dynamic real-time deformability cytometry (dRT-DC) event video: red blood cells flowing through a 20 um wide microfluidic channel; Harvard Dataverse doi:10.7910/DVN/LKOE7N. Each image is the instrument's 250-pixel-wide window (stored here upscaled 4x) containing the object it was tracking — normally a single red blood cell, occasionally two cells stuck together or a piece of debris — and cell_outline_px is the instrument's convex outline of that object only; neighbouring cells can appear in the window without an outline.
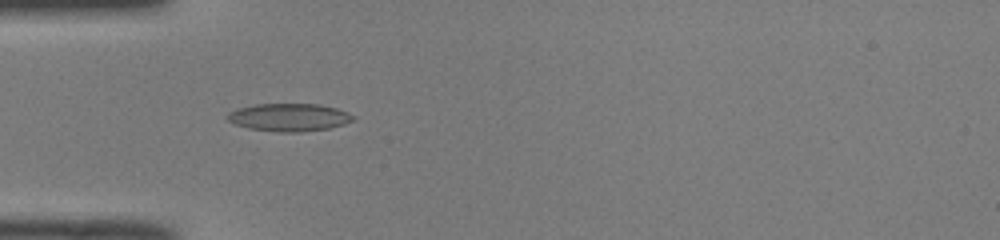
{"species": "common noctule bat (a hibernating species)", "species_latin": "Nyctalus noctula", "temperature_condition": "room temperature", "stored_images_in_passage": 37, "camera_frame_rate_fps": 3000, "um_per_image_px": 0.085, "animal": {"sex": "male", "body_mass_g": 19.0, "forearm_length_mm": 50.8}, "frame": {"image": 1, "passage_image": 2, "time_ms": 0.333, "image_size_px": [1000, 240], "cell_outline_px": [[356, 120], [344, 124], [328, 128], [300, 132], [280, 132], [248, 128], [236, 124], [228, 120], [224, 116], [228, 112], [240, 108], [256, 104], [320, 104], [336, 108], [348, 112], [356, 116]], "centroid_in_image_um": [24.6, 9.97], "position_along_channel_um": 60.4, "area_um2": 20.4}}
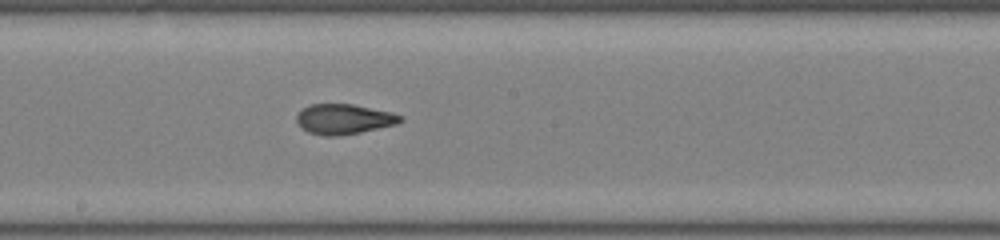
{"frame": {"image": 2, "passage_image": 14, "time_ms": 4.333, "image_size_px": [1000, 240], "cell_outline_px": [[404, 120], [396, 124], [360, 132], [340, 136], [324, 136], [308, 132], [296, 120], [296, 116], [308, 104], [352, 104], [392, 112], [404, 116]], "centroid_in_image_um": [29.26, 10.12], "position_along_channel_um": 218.9, "area_um2": 18.15}}
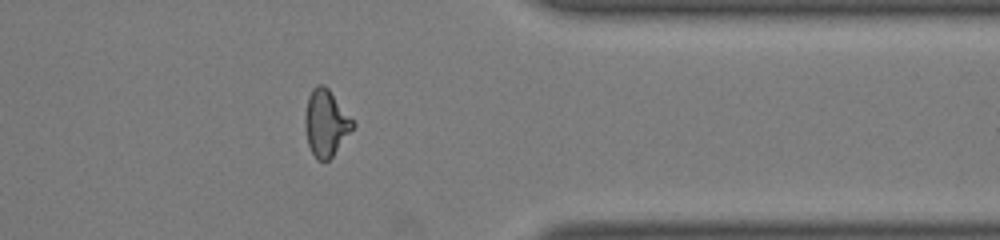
{"frame": {"image": 3, "passage_image": 27, "time_ms": 8.667, "image_size_px": [1000, 240], "cell_outline_px": [[356, 124], [332, 156], [328, 160], [316, 160], [308, 144], [304, 128], [304, 116], [308, 96], [312, 88], [316, 84], [324, 84], [328, 88]], "centroid_in_image_um": [27.67, 10.43], "position_along_channel_um": 383.7, "area_um2": 18.44}, "authors_computed_cell_mechanics": {"area_um2": 18.2648, "velocity_mm_per_s": 4.0337, "shape_relaxation_time_tau1_ms": null, "shape_relaxation_time_tau2_ms": 1.3753, "deformation_change_tau1": null, "deformation_change_tau2": 0.0809}}